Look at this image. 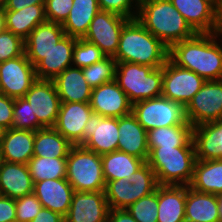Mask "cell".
<instances>
[{
  "label": "cell",
  "mask_w": 222,
  "mask_h": 222,
  "mask_svg": "<svg viewBox=\"0 0 222 222\" xmlns=\"http://www.w3.org/2000/svg\"><path fill=\"white\" fill-rule=\"evenodd\" d=\"M89 104L93 113L103 117L120 118L132 113V103L115 79L93 88Z\"/></svg>",
  "instance_id": "cell-17"
},
{
  "label": "cell",
  "mask_w": 222,
  "mask_h": 222,
  "mask_svg": "<svg viewBox=\"0 0 222 222\" xmlns=\"http://www.w3.org/2000/svg\"><path fill=\"white\" fill-rule=\"evenodd\" d=\"M7 0H0V7L3 8Z\"/></svg>",
  "instance_id": "cell-52"
},
{
  "label": "cell",
  "mask_w": 222,
  "mask_h": 222,
  "mask_svg": "<svg viewBox=\"0 0 222 222\" xmlns=\"http://www.w3.org/2000/svg\"><path fill=\"white\" fill-rule=\"evenodd\" d=\"M0 222H16L15 199L0 195Z\"/></svg>",
  "instance_id": "cell-45"
},
{
  "label": "cell",
  "mask_w": 222,
  "mask_h": 222,
  "mask_svg": "<svg viewBox=\"0 0 222 222\" xmlns=\"http://www.w3.org/2000/svg\"><path fill=\"white\" fill-rule=\"evenodd\" d=\"M77 38L65 35L35 66L36 78L53 80L66 68L72 66L73 50Z\"/></svg>",
  "instance_id": "cell-21"
},
{
  "label": "cell",
  "mask_w": 222,
  "mask_h": 222,
  "mask_svg": "<svg viewBox=\"0 0 222 222\" xmlns=\"http://www.w3.org/2000/svg\"><path fill=\"white\" fill-rule=\"evenodd\" d=\"M169 48L136 19L129 20L119 40L117 62H130L153 68L162 67L168 60Z\"/></svg>",
  "instance_id": "cell-3"
},
{
  "label": "cell",
  "mask_w": 222,
  "mask_h": 222,
  "mask_svg": "<svg viewBox=\"0 0 222 222\" xmlns=\"http://www.w3.org/2000/svg\"><path fill=\"white\" fill-rule=\"evenodd\" d=\"M101 161L106 182L121 178L129 180L146 163L143 159L118 150L101 155Z\"/></svg>",
  "instance_id": "cell-33"
},
{
  "label": "cell",
  "mask_w": 222,
  "mask_h": 222,
  "mask_svg": "<svg viewBox=\"0 0 222 222\" xmlns=\"http://www.w3.org/2000/svg\"><path fill=\"white\" fill-rule=\"evenodd\" d=\"M53 82L61 102H90L92 88L85 80L82 68L70 66Z\"/></svg>",
  "instance_id": "cell-25"
},
{
  "label": "cell",
  "mask_w": 222,
  "mask_h": 222,
  "mask_svg": "<svg viewBox=\"0 0 222 222\" xmlns=\"http://www.w3.org/2000/svg\"><path fill=\"white\" fill-rule=\"evenodd\" d=\"M186 186L158 185L157 222H185Z\"/></svg>",
  "instance_id": "cell-27"
},
{
  "label": "cell",
  "mask_w": 222,
  "mask_h": 222,
  "mask_svg": "<svg viewBox=\"0 0 222 222\" xmlns=\"http://www.w3.org/2000/svg\"><path fill=\"white\" fill-rule=\"evenodd\" d=\"M132 114L146 131L190 124L185 116V107L163 96L132 104Z\"/></svg>",
  "instance_id": "cell-8"
},
{
  "label": "cell",
  "mask_w": 222,
  "mask_h": 222,
  "mask_svg": "<svg viewBox=\"0 0 222 222\" xmlns=\"http://www.w3.org/2000/svg\"><path fill=\"white\" fill-rule=\"evenodd\" d=\"M205 81L195 72L178 67L168 59L163 65L162 96L186 107Z\"/></svg>",
  "instance_id": "cell-10"
},
{
  "label": "cell",
  "mask_w": 222,
  "mask_h": 222,
  "mask_svg": "<svg viewBox=\"0 0 222 222\" xmlns=\"http://www.w3.org/2000/svg\"><path fill=\"white\" fill-rule=\"evenodd\" d=\"M34 195L43 208H47L65 217L69 211L74 189L64 179H48L34 183Z\"/></svg>",
  "instance_id": "cell-20"
},
{
  "label": "cell",
  "mask_w": 222,
  "mask_h": 222,
  "mask_svg": "<svg viewBox=\"0 0 222 222\" xmlns=\"http://www.w3.org/2000/svg\"><path fill=\"white\" fill-rule=\"evenodd\" d=\"M5 131H6V129H4L3 127L0 126V146H1L2 140L4 138Z\"/></svg>",
  "instance_id": "cell-51"
},
{
  "label": "cell",
  "mask_w": 222,
  "mask_h": 222,
  "mask_svg": "<svg viewBox=\"0 0 222 222\" xmlns=\"http://www.w3.org/2000/svg\"><path fill=\"white\" fill-rule=\"evenodd\" d=\"M2 162H3V157H2V153H1V149H0V167L2 165Z\"/></svg>",
  "instance_id": "cell-54"
},
{
  "label": "cell",
  "mask_w": 222,
  "mask_h": 222,
  "mask_svg": "<svg viewBox=\"0 0 222 222\" xmlns=\"http://www.w3.org/2000/svg\"><path fill=\"white\" fill-rule=\"evenodd\" d=\"M39 121V129L54 128L61 100L53 80L37 79L24 95Z\"/></svg>",
  "instance_id": "cell-12"
},
{
  "label": "cell",
  "mask_w": 222,
  "mask_h": 222,
  "mask_svg": "<svg viewBox=\"0 0 222 222\" xmlns=\"http://www.w3.org/2000/svg\"><path fill=\"white\" fill-rule=\"evenodd\" d=\"M105 57L106 55L98 46L83 38H77L73 50L72 66L84 68L104 59Z\"/></svg>",
  "instance_id": "cell-38"
},
{
  "label": "cell",
  "mask_w": 222,
  "mask_h": 222,
  "mask_svg": "<svg viewBox=\"0 0 222 222\" xmlns=\"http://www.w3.org/2000/svg\"><path fill=\"white\" fill-rule=\"evenodd\" d=\"M30 222H65V219L61 214L42 207L36 217Z\"/></svg>",
  "instance_id": "cell-47"
},
{
  "label": "cell",
  "mask_w": 222,
  "mask_h": 222,
  "mask_svg": "<svg viewBox=\"0 0 222 222\" xmlns=\"http://www.w3.org/2000/svg\"><path fill=\"white\" fill-rule=\"evenodd\" d=\"M5 29L4 10L0 7V32Z\"/></svg>",
  "instance_id": "cell-49"
},
{
  "label": "cell",
  "mask_w": 222,
  "mask_h": 222,
  "mask_svg": "<svg viewBox=\"0 0 222 222\" xmlns=\"http://www.w3.org/2000/svg\"><path fill=\"white\" fill-rule=\"evenodd\" d=\"M35 132L10 128L5 131L0 149L3 161L27 164L33 157Z\"/></svg>",
  "instance_id": "cell-26"
},
{
  "label": "cell",
  "mask_w": 222,
  "mask_h": 222,
  "mask_svg": "<svg viewBox=\"0 0 222 222\" xmlns=\"http://www.w3.org/2000/svg\"><path fill=\"white\" fill-rule=\"evenodd\" d=\"M101 11L112 12L127 19H136L140 0H98Z\"/></svg>",
  "instance_id": "cell-41"
},
{
  "label": "cell",
  "mask_w": 222,
  "mask_h": 222,
  "mask_svg": "<svg viewBox=\"0 0 222 222\" xmlns=\"http://www.w3.org/2000/svg\"><path fill=\"white\" fill-rule=\"evenodd\" d=\"M220 33L222 35V10H221V28H220Z\"/></svg>",
  "instance_id": "cell-55"
},
{
  "label": "cell",
  "mask_w": 222,
  "mask_h": 222,
  "mask_svg": "<svg viewBox=\"0 0 222 222\" xmlns=\"http://www.w3.org/2000/svg\"><path fill=\"white\" fill-rule=\"evenodd\" d=\"M92 113L89 103L61 102L54 128L72 145H82L83 128Z\"/></svg>",
  "instance_id": "cell-18"
},
{
  "label": "cell",
  "mask_w": 222,
  "mask_h": 222,
  "mask_svg": "<svg viewBox=\"0 0 222 222\" xmlns=\"http://www.w3.org/2000/svg\"><path fill=\"white\" fill-rule=\"evenodd\" d=\"M189 187L202 193L222 192V159L196 160Z\"/></svg>",
  "instance_id": "cell-30"
},
{
  "label": "cell",
  "mask_w": 222,
  "mask_h": 222,
  "mask_svg": "<svg viewBox=\"0 0 222 222\" xmlns=\"http://www.w3.org/2000/svg\"><path fill=\"white\" fill-rule=\"evenodd\" d=\"M25 53L24 40L9 30L0 32V63Z\"/></svg>",
  "instance_id": "cell-40"
},
{
  "label": "cell",
  "mask_w": 222,
  "mask_h": 222,
  "mask_svg": "<svg viewBox=\"0 0 222 222\" xmlns=\"http://www.w3.org/2000/svg\"><path fill=\"white\" fill-rule=\"evenodd\" d=\"M33 182L66 178V158L33 156L27 163Z\"/></svg>",
  "instance_id": "cell-35"
},
{
  "label": "cell",
  "mask_w": 222,
  "mask_h": 222,
  "mask_svg": "<svg viewBox=\"0 0 222 222\" xmlns=\"http://www.w3.org/2000/svg\"><path fill=\"white\" fill-rule=\"evenodd\" d=\"M46 21L45 5H31L18 11H4L5 29L23 40L39 24Z\"/></svg>",
  "instance_id": "cell-29"
},
{
  "label": "cell",
  "mask_w": 222,
  "mask_h": 222,
  "mask_svg": "<svg viewBox=\"0 0 222 222\" xmlns=\"http://www.w3.org/2000/svg\"><path fill=\"white\" fill-rule=\"evenodd\" d=\"M221 37L220 31L197 33L187 40L171 45L168 59L176 66L191 70L205 80H222Z\"/></svg>",
  "instance_id": "cell-1"
},
{
  "label": "cell",
  "mask_w": 222,
  "mask_h": 222,
  "mask_svg": "<svg viewBox=\"0 0 222 222\" xmlns=\"http://www.w3.org/2000/svg\"><path fill=\"white\" fill-rule=\"evenodd\" d=\"M126 209L137 222H157L158 187L155 192L140 198Z\"/></svg>",
  "instance_id": "cell-37"
},
{
  "label": "cell",
  "mask_w": 222,
  "mask_h": 222,
  "mask_svg": "<svg viewBox=\"0 0 222 222\" xmlns=\"http://www.w3.org/2000/svg\"><path fill=\"white\" fill-rule=\"evenodd\" d=\"M159 185L189 186L196 162L195 147H154L146 161Z\"/></svg>",
  "instance_id": "cell-4"
},
{
  "label": "cell",
  "mask_w": 222,
  "mask_h": 222,
  "mask_svg": "<svg viewBox=\"0 0 222 222\" xmlns=\"http://www.w3.org/2000/svg\"><path fill=\"white\" fill-rule=\"evenodd\" d=\"M119 141L118 151L133 155L145 162L149 156L147 131L130 113L118 118Z\"/></svg>",
  "instance_id": "cell-22"
},
{
  "label": "cell",
  "mask_w": 222,
  "mask_h": 222,
  "mask_svg": "<svg viewBox=\"0 0 222 222\" xmlns=\"http://www.w3.org/2000/svg\"><path fill=\"white\" fill-rule=\"evenodd\" d=\"M185 222H222L217 196L186 186Z\"/></svg>",
  "instance_id": "cell-28"
},
{
  "label": "cell",
  "mask_w": 222,
  "mask_h": 222,
  "mask_svg": "<svg viewBox=\"0 0 222 222\" xmlns=\"http://www.w3.org/2000/svg\"><path fill=\"white\" fill-rule=\"evenodd\" d=\"M65 35L61 24L49 21L39 24L24 40L27 59L35 67Z\"/></svg>",
  "instance_id": "cell-19"
},
{
  "label": "cell",
  "mask_w": 222,
  "mask_h": 222,
  "mask_svg": "<svg viewBox=\"0 0 222 222\" xmlns=\"http://www.w3.org/2000/svg\"><path fill=\"white\" fill-rule=\"evenodd\" d=\"M217 199H218V206H219V215L221 217L222 220V192L217 194Z\"/></svg>",
  "instance_id": "cell-50"
},
{
  "label": "cell",
  "mask_w": 222,
  "mask_h": 222,
  "mask_svg": "<svg viewBox=\"0 0 222 222\" xmlns=\"http://www.w3.org/2000/svg\"><path fill=\"white\" fill-rule=\"evenodd\" d=\"M37 80L34 65L26 54L0 63V93L22 98Z\"/></svg>",
  "instance_id": "cell-13"
},
{
  "label": "cell",
  "mask_w": 222,
  "mask_h": 222,
  "mask_svg": "<svg viewBox=\"0 0 222 222\" xmlns=\"http://www.w3.org/2000/svg\"><path fill=\"white\" fill-rule=\"evenodd\" d=\"M74 0H46L45 15L49 22L63 24L67 19Z\"/></svg>",
  "instance_id": "cell-43"
},
{
  "label": "cell",
  "mask_w": 222,
  "mask_h": 222,
  "mask_svg": "<svg viewBox=\"0 0 222 222\" xmlns=\"http://www.w3.org/2000/svg\"><path fill=\"white\" fill-rule=\"evenodd\" d=\"M109 205L104 191H74L65 222H107Z\"/></svg>",
  "instance_id": "cell-16"
},
{
  "label": "cell",
  "mask_w": 222,
  "mask_h": 222,
  "mask_svg": "<svg viewBox=\"0 0 222 222\" xmlns=\"http://www.w3.org/2000/svg\"><path fill=\"white\" fill-rule=\"evenodd\" d=\"M16 222L32 221L42 208L34 193L15 199Z\"/></svg>",
  "instance_id": "cell-42"
},
{
  "label": "cell",
  "mask_w": 222,
  "mask_h": 222,
  "mask_svg": "<svg viewBox=\"0 0 222 222\" xmlns=\"http://www.w3.org/2000/svg\"><path fill=\"white\" fill-rule=\"evenodd\" d=\"M83 131L84 148L99 155L118 150V118L92 113Z\"/></svg>",
  "instance_id": "cell-15"
},
{
  "label": "cell",
  "mask_w": 222,
  "mask_h": 222,
  "mask_svg": "<svg viewBox=\"0 0 222 222\" xmlns=\"http://www.w3.org/2000/svg\"><path fill=\"white\" fill-rule=\"evenodd\" d=\"M14 98L0 93V126L8 130L12 128Z\"/></svg>",
  "instance_id": "cell-44"
},
{
  "label": "cell",
  "mask_w": 222,
  "mask_h": 222,
  "mask_svg": "<svg viewBox=\"0 0 222 222\" xmlns=\"http://www.w3.org/2000/svg\"><path fill=\"white\" fill-rule=\"evenodd\" d=\"M129 20L121 15L100 10L83 39L98 46L106 56L114 57L119 47L122 28Z\"/></svg>",
  "instance_id": "cell-11"
},
{
  "label": "cell",
  "mask_w": 222,
  "mask_h": 222,
  "mask_svg": "<svg viewBox=\"0 0 222 222\" xmlns=\"http://www.w3.org/2000/svg\"><path fill=\"white\" fill-rule=\"evenodd\" d=\"M187 121L193 126L222 119V80H206L185 107Z\"/></svg>",
  "instance_id": "cell-9"
},
{
  "label": "cell",
  "mask_w": 222,
  "mask_h": 222,
  "mask_svg": "<svg viewBox=\"0 0 222 222\" xmlns=\"http://www.w3.org/2000/svg\"><path fill=\"white\" fill-rule=\"evenodd\" d=\"M46 0H7L4 11H18L31 5H45Z\"/></svg>",
  "instance_id": "cell-46"
},
{
  "label": "cell",
  "mask_w": 222,
  "mask_h": 222,
  "mask_svg": "<svg viewBox=\"0 0 222 222\" xmlns=\"http://www.w3.org/2000/svg\"><path fill=\"white\" fill-rule=\"evenodd\" d=\"M219 8L222 10V0H216Z\"/></svg>",
  "instance_id": "cell-53"
},
{
  "label": "cell",
  "mask_w": 222,
  "mask_h": 222,
  "mask_svg": "<svg viewBox=\"0 0 222 222\" xmlns=\"http://www.w3.org/2000/svg\"><path fill=\"white\" fill-rule=\"evenodd\" d=\"M100 11L98 0H74L62 28L67 36L83 38L90 23Z\"/></svg>",
  "instance_id": "cell-32"
},
{
  "label": "cell",
  "mask_w": 222,
  "mask_h": 222,
  "mask_svg": "<svg viewBox=\"0 0 222 222\" xmlns=\"http://www.w3.org/2000/svg\"><path fill=\"white\" fill-rule=\"evenodd\" d=\"M136 20L168 48L197 34L169 0H140Z\"/></svg>",
  "instance_id": "cell-2"
},
{
  "label": "cell",
  "mask_w": 222,
  "mask_h": 222,
  "mask_svg": "<svg viewBox=\"0 0 222 222\" xmlns=\"http://www.w3.org/2000/svg\"><path fill=\"white\" fill-rule=\"evenodd\" d=\"M12 128L22 130H39V121L32 112L29 102L24 98H16L13 107Z\"/></svg>",
  "instance_id": "cell-39"
},
{
  "label": "cell",
  "mask_w": 222,
  "mask_h": 222,
  "mask_svg": "<svg viewBox=\"0 0 222 222\" xmlns=\"http://www.w3.org/2000/svg\"><path fill=\"white\" fill-rule=\"evenodd\" d=\"M117 61L110 56L82 68L85 80L90 87L96 88L104 83L113 81L116 75Z\"/></svg>",
  "instance_id": "cell-36"
},
{
  "label": "cell",
  "mask_w": 222,
  "mask_h": 222,
  "mask_svg": "<svg viewBox=\"0 0 222 222\" xmlns=\"http://www.w3.org/2000/svg\"><path fill=\"white\" fill-rule=\"evenodd\" d=\"M191 124H181L159 127L147 131V146L149 151L154 147H194Z\"/></svg>",
  "instance_id": "cell-31"
},
{
  "label": "cell",
  "mask_w": 222,
  "mask_h": 222,
  "mask_svg": "<svg viewBox=\"0 0 222 222\" xmlns=\"http://www.w3.org/2000/svg\"><path fill=\"white\" fill-rule=\"evenodd\" d=\"M158 182L154 170L146 162L130 179L106 182L105 197L110 209H126L131 204L156 191Z\"/></svg>",
  "instance_id": "cell-7"
},
{
  "label": "cell",
  "mask_w": 222,
  "mask_h": 222,
  "mask_svg": "<svg viewBox=\"0 0 222 222\" xmlns=\"http://www.w3.org/2000/svg\"><path fill=\"white\" fill-rule=\"evenodd\" d=\"M66 179L74 191H104L101 155L73 145L66 158Z\"/></svg>",
  "instance_id": "cell-6"
},
{
  "label": "cell",
  "mask_w": 222,
  "mask_h": 222,
  "mask_svg": "<svg viewBox=\"0 0 222 222\" xmlns=\"http://www.w3.org/2000/svg\"><path fill=\"white\" fill-rule=\"evenodd\" d=\"M115 80L132 104L162 96L163 66L117 62Z\"/></svg>",
  "instance_id": "cell-5"
},
{
  "label": "cell",
  "mask_w": 222,
  "mask_h": 222,
  "mask_svg": "<svg viewBox=\"0 0 222 222\" xmlns=\"http://www.w3.org/2000/svg\"><path fill=\"white\" fill-rule=\"evenodd\" d=\"M107 222H137L127 209H110Z\"/></svg>",
  "instance_id": "cell-48"
},
{
  "label": "cell",
  "mask_w": 222,
  "mask_h": 222,
  "mask_svg": "<svg viewBox=\"0 0 222 222\" xmlns=\"http://www.w3.org/2000/svg\"><path fill=\"white\" fill-rule=\"evenodd\" d=\"M196 160L222 159V119L192 129Z\"/></svg>",
  "instance_id": "cell-24"
},
{
  "label": "cell",
  "mask_w": 222,
  "mask_h": 222,
  "mask_svg": "<svg viewBox=\"0 0 222 222\" xmlns=\"http://www.w3.org/2000/svg\"><path fill=\"white\" fill-rule=\"evenodd\" d=\"M197 33H216L221 28V9L216 0H169Z\"/></svg>",
  "instance_id": "cell-14"
},
{
  "label": "cell",
  "mask_w": 222,
  "mask_h": 222,
  "mask_svg": "<svg viewBox=\"0 0 222 222\" xmlns=\"http://www.w3.org/2000/svg\"><path fill=\"white\" fill-rule=\"evenodd\" d=\"M72 146L55 128H42L35 131L33 156L67 158Z\"/></svg>",
  "instance_id": "cell-34"
},
{
  "label": "cell",
  "mask_w": 222,
  "mask_h": 222,
  "mask_svg": "<svg viewBox=\"0 0 222 222\" xmlns=\"http://www.w3.org/2000/svg\"><path fill=\"white\" fill-rule=\"evenodd\" d=\"M34 182L27 164L2 162L0 167V195L18 199L30 195Z\"/></svg>",
  "instance_id": "cell-23"
}]
</instances>
